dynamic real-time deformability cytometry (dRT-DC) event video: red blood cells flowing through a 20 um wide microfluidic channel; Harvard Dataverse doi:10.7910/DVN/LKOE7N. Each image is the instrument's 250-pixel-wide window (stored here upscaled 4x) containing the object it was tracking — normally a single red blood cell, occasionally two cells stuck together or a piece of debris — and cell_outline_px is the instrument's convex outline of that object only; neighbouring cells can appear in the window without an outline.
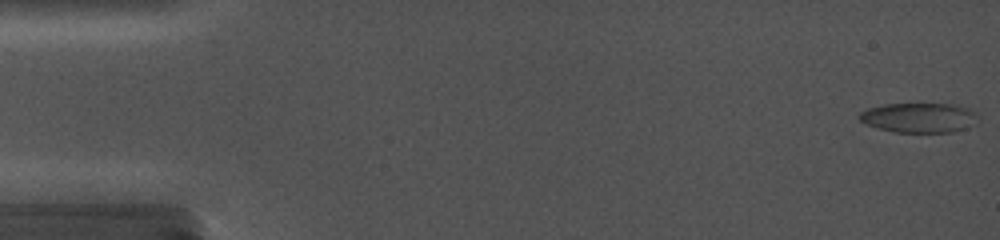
{"species": "common noctule bat (a hibernating species)", "species_latin": "Nyctalus noctula", "temperature_condition": "cold", "stored_images_in_passage": 11, "camera_frame_rate_fps": 5000, "um_per_image_px": 0.085, "animal": {"sex": "female", "body_mass_g": 19.0, "forearm_length_mm": 56.7}, "frame": {"image": 1, "passage_image": 1, "time_ms": 0.0, "image_size_px": [1000, 240], "cell_outline_px": [[980, 120], [964, 128], [952, 132], [896, 132], [880, 128], [868, 124], [860, 120], [856, 116], [860, 112], [868, 108], [884, 104], [948, 104], [968, 108], [976, 112]], "centroid_in_image_um": [78.12, 10.0], "position_along_channel_um": 6.9, "area_um2": 20.4}}